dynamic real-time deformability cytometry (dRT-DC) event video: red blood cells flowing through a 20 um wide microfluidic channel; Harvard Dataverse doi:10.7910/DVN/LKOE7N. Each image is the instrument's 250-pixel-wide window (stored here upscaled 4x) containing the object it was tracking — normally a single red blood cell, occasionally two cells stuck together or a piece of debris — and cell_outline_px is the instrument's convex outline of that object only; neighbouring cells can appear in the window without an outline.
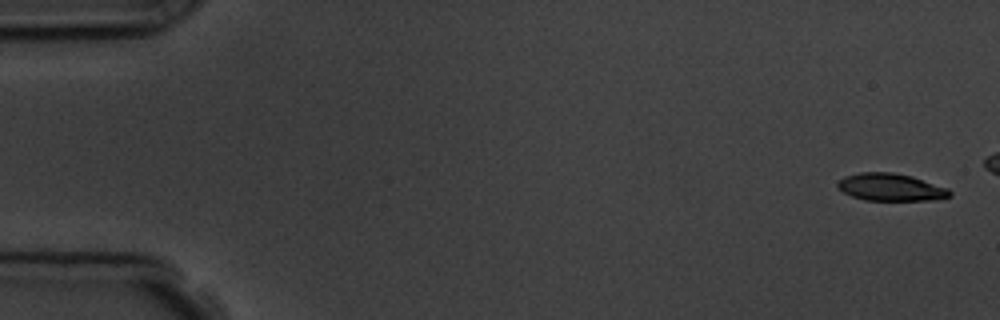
{"species": "common noctule bat (a hibernating species)", "species_latin": "Nyctalus noctula", "temperature_condition": "room temperature", "stored_images_in_passage": 5, "camera_frame_rate_fps": 3000, "um_per_image_px": 0.085, "animal": {"sex": "male", "body_mass_g": 19.5, "forearm_length_mm": 54.6}, "frame": {"image": 1, "passage_image": 1, "time_ms": 0.0, "image_size_px": [1000, 320], "cell_outline_px": [[952, 196], [936, 200], [864, 200], [852, 196], [844, 192], [836, 184], [844, 176], [860, 172], [892, 172], [912, 176], [948, 188], [952, 192]], "centroid_in_image_um": [75.75, 15.91], "position_along_channel_um": 9.3, "area_um2": 17.92}}